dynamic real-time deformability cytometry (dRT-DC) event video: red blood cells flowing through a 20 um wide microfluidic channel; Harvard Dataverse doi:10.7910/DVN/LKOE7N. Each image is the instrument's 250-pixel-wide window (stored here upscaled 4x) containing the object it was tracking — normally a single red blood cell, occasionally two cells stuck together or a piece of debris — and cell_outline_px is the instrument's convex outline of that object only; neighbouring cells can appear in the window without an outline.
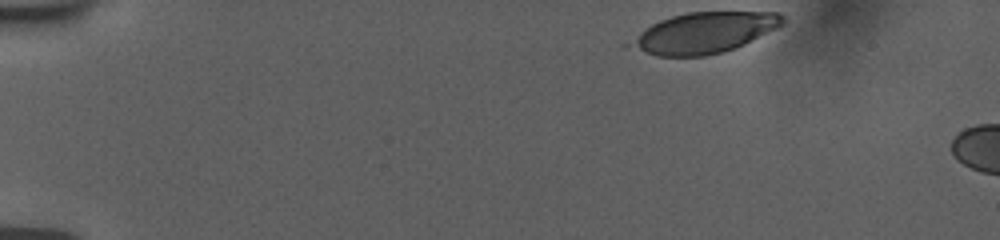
{"species": "human", "species_latin": "Homo sapiens", "temperature_condition": "room temperature", "stored_images_in_passage": 6, "camera_frame_rate_fps": 3000, "um_per_image_px": 0.085, "donor": {"sex": "female"}, "frame": {"image": 1, "passage_image": 1, "time_ms": 0.0, "image_size_px": [1000, 240], "cell_outline_px": [[784, 24], [736, 48], [724, 52], [704, 56], [656, 56], [624, 48], [620, 44], [652, 24], [660, 20], [672, 16], [688, 12], [780, 12], [784, 16]], "centroid_in_image_um": [59.73, 2.81], "position_along_channel_um": 25.3, "area_um2": 36.7}}